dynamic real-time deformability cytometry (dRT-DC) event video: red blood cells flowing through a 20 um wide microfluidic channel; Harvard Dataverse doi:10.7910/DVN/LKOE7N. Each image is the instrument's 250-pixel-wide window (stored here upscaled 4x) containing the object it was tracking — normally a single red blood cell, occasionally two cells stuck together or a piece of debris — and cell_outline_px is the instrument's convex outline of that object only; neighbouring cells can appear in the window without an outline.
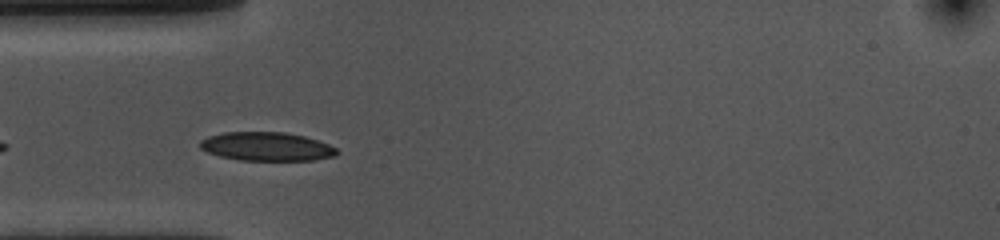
{"species": "common noctule bat (a hibernating species)", "species_latin": "Nyctalus noctula", "temperature_condition": "cold", "stored_images_in_passage": 6, "camera_frame_rate_fps": 3000, "um_per_image_px": 0.085, "animal": {"sex": "female", "body_mass_g": 10.0, "forearm_length_mm": 53.1}, "frame": {"image": 1, "passage_image": 3, "time_ms": 0.667, "image_size_px": [1000, 240], "cell_outline_px": [[340, 152], [336, 156], [312, 160], [240, 160], [220, 156], [208, 152], [200, 148], [200, 140], [208, 136], [224, 132], [284, 132], [304, 136], [328, 144], [336, 148]], "centroid_in_image_um": [22.67, 12.45], "position_along_channel_um": 62.3, "area_um2": 22.83}}